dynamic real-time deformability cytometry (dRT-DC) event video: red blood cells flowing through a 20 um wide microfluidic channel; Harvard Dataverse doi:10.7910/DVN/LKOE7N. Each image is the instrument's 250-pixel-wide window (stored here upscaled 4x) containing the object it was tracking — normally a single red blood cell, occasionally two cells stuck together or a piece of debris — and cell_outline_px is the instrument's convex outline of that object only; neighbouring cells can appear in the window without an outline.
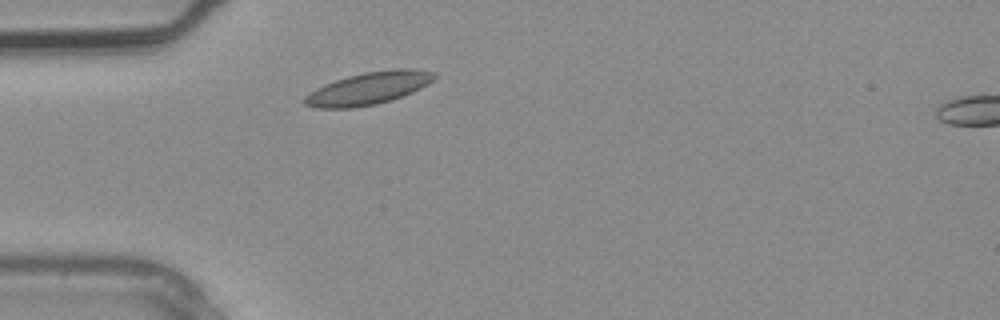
{"species": "common noctule bat (a hibernating species)", "species_latin": "Nyctalus noctula", "temperature_condition": "warm", "stored_images_in_passage": 2, "camera_frame_rate_fps": 3000, "um_per_image_px": 0.085, "animal": {"sex": "male", "body_mass_g": 20.4}, "frame": {"image": 1, "passage_image": 1, "time_ms": 0.0, "image_size_px": [1000, 320], "cell_outline_px": [[436, 76], [428, 84], [412, 92], [392, 100], [376, 104], [352, 108], [316, 108], [304, 104], [304, 96], [316, 88], [324, 84], [348, 76], [364, 72], [396, 68], [412, 68], [436, 72]], "centroid_in_image_um": [31.33, 7.5], "position_along_channel_um": 53.7, "area_um2": 24.57}}